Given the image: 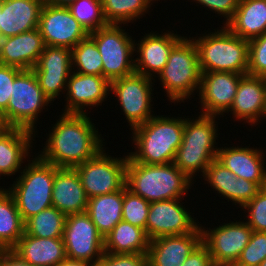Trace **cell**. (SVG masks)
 Instances as JSON below:
<instances>
[{"instance_id": "6da1fadb", "label": "cell", "mask_w": 266, "mask_h": 266, "mask_svg": "<svg viewBox=\"0 0 266 266\" xmlns=\"http://www.w3.org/2000/svg\"><path fill=\"white\" fill-rule=\"evenodd\" d=\"M90 116L76 113L59 115L49 127L42 150L36 154L58 168H74L96 156L106 145L92 121L95 119Z\"/></svg>"}, {"instance_id": "7a4b0ae2", "label": "cell", "mask_w": 266, "mask_h": 266, "mask_svg": "<svg viewBox=\"0 0 266 266\" xmlns=\"http://www.w3.org/2000/svg\"><path fill=\"white\" fill-rule=\"evenodd\" d=\"M130 131L135 149L127 153L128 161L147 165L173 163L182 143L184 117L156 114Z\"/></svg>"}, {"instance_id": "3957f363", "label": "cell", "mask_w": 266, "mask_h": 266, "mask_svg": "<svg viewBox=\"0 0 266 266\" xmlns=\"http://www.w3.org/2000/svg\"><path fill=\"white\" fill-rule=\"evenodd\" d=\"M185 117L184 115L182 143L177 149L173 163L194 182L196 176L200 178L204 175L209 164L217 157L219 143L216 141L220 137L218 123L221 122H218L220 117L211 115Z\"/></svg>"}, {"instance_id": "277c9868", "label": "cell", "mask_w": 266, "mask_h": 266, "mask_svg": "<svg viewBox=\"0 0 266 266\" xmlns=\"http://www.w3.org/2000/svg\"><path fill=\"white\" fill-rule=\"evenodd\" d=\"M194 183L174 163L158 165L141 164L136 161L127 163V188L149 203L184 199L192 190Z\"/></svg>"}, {"instance_id": "5b68a950", "label": "cell", "mask_w": 266, "mask_h": 266, "mask_svg": "<svg viewBox=\"0 0 266 266\" xmlns=\"http://www.w3.org/2000/svg\"><path fill=\"white\" fill-rule=\"evenodd\" d=\"M208 30L191 37L197 48L201 72L247 74L248 41L234 35L223 25L214 31Z\"/></svg>"}, {"instance_id": "8992f818", "label": "cell", "mask_w": 266, "mask_h": 266, "mask_svg": "<svg viewBox=\"0 0 266 266\" xmlns=\"http://www.w3.org/2000/svg\"><path fill=\"white\" fill-rule=\"evenodd\" d=\"M186 35L172 48L166 65L156 78L167 101L174 105L185 104L193 95L195 97L202 75L196 45L191 36Z\"/></svg>"}, {"instance_id": "52a82bcc", "label": "cell", "mask_w": 266, "mask_h": 266, "mask_svg": "<svg viewBox=\"0 0 266 266\" xmlns=\"http://www.w3.org/2000/svg\"><path fill=\"white\" fill-rule=\"evenodd\" d=\"M20 175L6 189L13 196L21 219H27L52 205L55 172L59 169L43 161L36 152ZM11 186V187H10Z\"/></svg>"}, {"instance_id": "ba28073f", "label": "cell", "mask_w": 266, "mask_h": 266, "mask_svg": "<svg viewBox=\"0 0 266 266\" xmlns=\"http://www.w3.org/2000/svg\"><path fill=\"white\" fill-rule=\"evenodd\" d=\"M5 116V128H21L37 133V123L43 110L48 111V106L54 105L44 95L32 69L22 70L14 79L13 91ZM50 104V105H49ZM47 107V108H46Z\"/></svg>"}, {"instance_id": "9c48e42d", "label": "cell", "mask_w": 266, "mask_h": 266, "mask_svg": "<svg viewBox=\"0 0 266 266\" xmlns=\"http://www.w3.org/2000/svg\"><path fill=\"white\" fill-rule=\"evenodd\" d=\"M124 26L108 24L89 34L101 54L103 77L109 82L135 73V39Z\"/></svg>"}, {"instance_id": "30bf717a", "label": "cell", "mask_w": 266, "mask_h": 266, "mask_svg": "<svg viewBox=\"0 0 266 266\" xmlns=\"http://www.w3.org/2000/svg\"><path fill=\"white\" fill-rule=\"evenodd\" d=\"M155 80L133 73L110 82V97L111 95L113 99L116 97L117 103L121 106L120 115L125 116L123 119L129 123L130 130L146 123L155 115L153 111Z\"/></svg>"}, {"instance_id": "8fae6325", "label": "cell", "mask_w": 266, "mask_h": 266, "mask_svg": "<svg viewBox=\"0 0 266 266\" xmlns=\"http://www.w3.org/2000/svg\"><path fill=\"white\" fill-rule=\"evenodd\" d=\"M103 148L96 156L74 167L87 198L121 190L126 185L128 154L114 157Z\"/></svg>"}, {"instance_id": "7c38bea8", "label": "cell", "mask_w": 266, "mask_h": 266, "mask_svg": "<svg viewBox=\"0 0 266 266\" xmlns=\"http://www.w3.org/2000/svg\"><path fill=\"white\" fill-rule=\"evenodd\" d=\"M229 221L211 228L200 224L202 243L208 248L215 266H233L247 246L253 230L242 220ZM227 221V223H226Z\"/></svg>"}, {"instance_id": "4fadbf2b", "label": "cell", "mask_w": 266, "mask_h": 266, "mask_svg": "<svg viewBox=\"0 0 266 266\" xmlns=\"http://www.w3.org/2000/svg\"><path fill=\"white\" fill-rule=\"evenodd\" d=\"M63 242L67 259L98 264L104 255V238L89 215H66Z\"/></svg>"}, {"instance_id": "5bb4252c", "label": "cell", "mask_w": 266, "mask_h": 266, "mask_svg": "<svg viewBox=\"0 0 266 266\" xmlns=\"http://www.w3.org/2000/svg\"><path fill=\"white\" fill-rule=\"evenodd\" d=\"M182 200L184 199L150 203L146 221V234L150 241L162 236L188 234L200 225L198 218L192 216L195 213Z\"/></svg>"}, {"instance_id": "9a60e30c", "label": "cell", "mask_w": 266, "mask_h": 266, "mask_svg": "<svg viewBox=\"0 0 266 266\" xmlns=\"http://www.w3.org/2000/svg\"><path fill=\"white\" fill-rule=\"evenodd\" d=\"M32 70L44 95L51 103L60 99L62 94L64 99L67 80L72 73V50L66 47L45 45Z\"/></svg>"}, {"instance_id": "2e32d148", "label": "cell", "mask_w": 266, "mask_h": 266, "mask_svg": "<svg viewBox=\"0 0 266 266\" xmlns=\"http://www.w3.org/2000/svg\"><path fill=\"white\" fill-rule=\"evenodd\" d=\"M165 31V32H163ZM160 33L152 31L143 34V38L134 40L135 73L157 78L166 65L172 48L184 37L171 29ZM154 76V77H153Z\"/></svg>"}, {"instance_id": "e0dca14e", "label": "cell", "mask_w": 266, "mask_h": 266, "mask_svg": "<svg viewBox=\"0 0 266 266\" xmlns=\"http://www.w3.org/2000/svg\"><path fill=\"white\" fill-rule=\"evenodd\" d=\"M230 72H202L197 94L200 114L224 117L230 110L240 77Z\"/></svg>"}, {"instance_id": "ac0fdd59", "label": "cell", "mask_w": 266, "mask_h": 266, "mask_svg": "<svg viewBox=\"0 0 266 266\" xmlns=\"http://www.w3.org/2000/svg\"><path fill=\"white\" fill-rule=\"evenodd\" d=\"M108 96L110 82L105 77L72 71L64 94L66 104L60 113L91 114V110L102 106Z\"/></svg>"}, {"instance_id": "d6986e66", "label": "cell", "mask_w": 266, "mask_h": 266, "mask_svg": "<svg viewBox=\"0 0 266 266\" xmlns=\"http://www.w3.org/2000/svg\"><path fill=\"white\" fill-rule=\"evenodd\" d=\"M38 29L44 45L72 49L89 34L67 7L43 5Z\"/></svg>"}, {"instance_id": "ffe728a7", "label": "cell", "mask_w": 266, "mask_h": 266, "mask_svg": "<svg viewBox=\"0 0 266 266\" xmlns=\"http://www.w3.org/2000/svg\"><path fill=\"white\" fill-rule=\"evenodd\" d=\"M235 119L233 122L256 127L266 118V78L250 74L240 77L236 95L227 114Z\"/></svg>"}, {"instance_id": "44dd1931", "label": "cell", "mask_w": 266, "mask_h": 266, "mask_svg": "<svg viewBox=\"0 0 266 266\" xmlns=\"http://www.w3.org/2000/svg\"><path fill=\"white\" fill-rule=\"evenodd\" d=\"M221 146L216 159L229 169L236 177L256 183L260 188L266 187V155L264 149L249 146Z\"/></svg>"}, {"instance_id": "7402d4cb", "label": "cell", "mask_w": 266, "mask_h": 266, "mask_svg": "<svg viewBox=\"0 0 266 266\" xmlns=\"http://www.w3.org/2000/svg\"><path fill=\"white\" fill-rule=\"evenodd\" d=\"M35 137L33 132L25 129L0 128V180L21 173L23 164L34 155L32 151L35 149Z\"/></svg>"}, {"instance_id": "603a6c76", "label": "cell", "mask_w": 266, "mask_h": 266, "mask_svg": "<svg viewBox=\"0 0 266 266\" xmlns=\"http://www.w3.org/2000/svg\"><path fill=\"white\" fill-rule=\"evenodd\" d=\"M201 243L200 225L188 234L162 236L151 240L147 252L148 266H182Z\"/></svg>"}, {"instance_id": "cb8c5ba5", "label": "cell", "mask_w": 266, "mask_h": 266, "mask_svg": "<svg viewBox=\"0 0 266 266\" xmlns=\"http://www.w3.org/2000/svg\"><path fill=\"white\" fill-rule=\"evenodd\" d=\"M38 28L0 40V64L30 70L38 62L44 49Z\"/></svg>"}, {"instance_id": "d4e9b609", "label": "cell", "mask_w": 266, "mask_h": 266, "mask_svg": "<svg viewBox=\"0 0 266 266\" xmlns=\"http://www.w3.org/2000/svg\"><path fill=\"white\" fill-rule=\"evenodd\" d=\"M43 0H7L0 4V38L38 28Z\"/></svg>"}, {"instance_id": "484cf974", "label": "cell", "mask_w": 266, "mask_h": 266, "mask_svg": "<svg viewBox=\"0 0 266 266\" xmlns=\"http://www.w3.org/2000/svg\"><path fill=\"white\" fill-rule=\"evenodd\" d=\"M88 198L74 168H59L55 172L52 205L65 215L84 213Z\"/></svg>"}, {"instance_id": "4316f807", "label": "cell", "mask_w": 266, "mask_h": 266, "mask_svg": "<svg viewBox=\"0 0 266 266\" xmlns=\"http://www.w3.org/2000/svg\"><path fill=\"white\" fill-rule=\"evenodd\" d=\"M11 250L33 266H57L67 259L63 238H38L24 233Z\"/></svg>"}, {"instance_id": "83f0119b", "label": "cell", "mask_w": 266, "mask_h": 266, "mask_svg": "<svg viewBox=\"0 0 266 266\" xmlns=\"http://www.w3.org/2000/svg\"><path fill=\"white\" fill-rule=\"evenodd\" d=\"M234 35L250 41L266 32V0H240L225 25Z\"/></svg>"}, {"instance_id": "f1b7e54d", "label": "cell", "mask_w": 266, "mask_h": 266, "mask_svg": "<svg viewBox=\"0 0 266 266\" xmlns=\"http://www.w3.org/2000/svg\"><path fill=\"white\" fill-rule=\"evenodd\" d=\"M123 198L124 187L114 193L88 199L86 213L104 239L122 221Z\"/></svg>"}, {"instance_id": "f546056e", "label": "cell", "mask_w": 266, "mask_h": 266, "mask_svg": "<svg viewBox=\"0 0 266 266\" xmlns=\"http://www.w3.org/2000/svg\"><path fill=\"white\" fill-rule=\"evenodd\" d=\"M150 244L146 231L120 221L104 239V252L111 254H147Z\"/></svg>"}, {"instance_id": "4dcf8cb0", "label": "cell", "mask_w": 266, "mask_h": 266, "mask_svg": "<svg viewBox=\"0 0 266 266\" xmlns=\"http://www.w3.org/2000/svg\"><path fill=\"white\" fill-rule=\"evenodd\" d=\"M23 234L24 222L13 196L5 187L0 190V240L11 250Z\"/></svg>"}, {"instance_id": "1f68e13d", "label": "cell", "mask_w": 266, "mask_h": 266, "mask_svg": "<svg viewBox=\"0 0 266 266\" xmlns=\"http://www.w3.org/2000/svg\"><path fill=\"white\" fill-rule=\"evenodd\" d=\"M108 24H133L151 10V0H101Z\"/></svg>"}, {"instance_id": "d6a6232c", "label": "cell", "mask_w": 266, "mask_h": 266, "mask_svg": "<svg viewBox=\"0 0 266 266\" xmlns=\"http://www.w3.org/2000/svg\"><path fill=\"white\" fill-rule=\"evenodd\" d=\"M66 215L54 206L24 222V233L38 238H62Z\"/></svg>"}, {"instance_id": "836d02e7", "label": "cell", "mask_w": 266, "mask_h": 266, "mask_svg": "<svg viewBox=\"0 0 266 266\" xmlns=\"http://www.w3.org/2000/svg\"><path fill=\"white\" fill-rule=\"evenodd\" d=\"M204 181L202 184H208L212 191L218 194L220 199H225L230 201L236 206V187L237 180L236 177L229 169L222 165L217 159L213 160L207 169L205 170L204 175L201 177ZM206 182V183H205ZM215 189V190H214ZM221 194V195H219Z\"/></svg>"}, {"instance_id": "e575fe53", "label": "cell", "mask_w": 266, "mask_h": 266, "mask_svg": "<svg viewBox=\"0 0 266 266\" xmlns=\"http://www.w3.org/2000/svg\"><path fill=\"white\" fill-rule=\"evenodd\" d=\"M71 50L72 71L85 75L103 76L101 54L95 41L89 35Z\"/></svg>"}, {"instance_id": "d590c367", "label": "cell", "mask_w": 266, "mask_h": 266, "mask_svg": "<svg viewBox=\"0 0 266 266\" xmlns=\"http://www.w3.org/2000/svg\"><path fill=\"white\" fill-rule=\"evenodd\" d=\"M67 8L88 34L108 25L101 0H77Z\"/></svg>"}, {"instance_id": "8d00e7d4", "label": "cell", "mask_w": 266, "mask_h": 266, "mask_svg": "<svg viewBox=\"0 0 266 266\" xmlns=\"http://www.w3.org/2000/svg\"><path fill=\"white\" fill-rule=\"evenodd\" d=\"M150 203L124 186L122 220L146 231Z\"/></svg>"}, {"instance_id": "74e56055", "label": "cell", "mask_w": 266, "mask_h": 266, "mask_svg": "<svg viewBox=\"0 0 266 266\" xmlns=\"http://www.w3.org/2000/svg\"><path fill=\"white\" fill-rule=\"evenodd\" d=\"M244 221L256 232H266V187L261 188L257 195L243 208Z\"/></svg>"}, {"instance_id": "f35d334b", "label": "cell", "mask_w": 266, "mask_h": 266, "mask_svg": "<svg viewBox=\"0 0 266 266\" xmlns=\"http://www.w3.org/2000/svg\"><path fill=\"white\" fill-rule=\"evenodd\" d=\"M266 258V232L253 231L247 246L233 266H259Z\"/></svg>"}, {"instance_id": "ab89813d", "label": "cell", "mask_w": 266, "mask_h": 266, "mask_svg": "<svg viewBox=\"0 0 266 266\" xmlns=\"http://www.w3.org/2000/svg\"><path fill=\"white\" fill-rule=\"evenodd\" d=\"M248 71L250 75L266 78V32L248 41Z\"/></svg>"}, {"instance_id": "60d3db41", "label": "cell", "mask_w": 266, "mask_h": 266, "mask_svg": "<svg viewBox=\"0 0 266 266\" xmlns=\"http://www.w3.org/2000/svg\"><path fill=\"white\" fill-rule=\"evenodd\" d=\"M188 1L196 3L200 9L204 7L205 10L218 14L217 17L224 18L221 22H224L222 24L225 26L236 12L240 0H187L186 2Z\"/></svg>"}, {"instance_id": "b9f144b4", "label": "cell", "mask_w": 266, "mask_h": 266, "mask_svg": "<svg viewBox=\"0 0 266 266\" xmlns=\"http://www.w3.org/2000/svg\"><path fill=\"white\" fill-rule=\"evenodd\" d=\"M21 71L17 67L0 64V110L2 112L7 109L13 91L14 79Z\"/></svg>"}, {"instance_id": "7bdbcfd3", "label": "cell", "mask_w": 266, "mask_h": 266, "mask_svg": "<svg viewBox=\"0 0 266 266\" xmlns=\"http://www.w3.org/2000/svg\"><path fill=\"white\" fill-rule=\"evenodd\" d=\"M99 266H148L147 254H111L104 252Z\"/></svg>"}, {"instance_id": "ee69618b", "label": "cell", "mask_w": 266, "mask_h": 266, "mask_svg": "<svg viewBox=\"0 0 266 266\" xmlns=\"http://www.w3.org/2000/svg\"><path fill=\"white\" fill-rule=\"evenodd\" d=\"M261 188L249 180L238 178L236 187V205L237 208H243L259 192Z\"/></svg>"}, {"instance_id": "f6af8a7d", "label": "cell", "mask_w": 266, "mask_h": 266, "mask_svg": "<svg viewBox=\"0 0 266 266\" xmlns=\"http://www.w3.org/2000/svg\"><path fill=\"white\" fill-rule=\"evenodd\" d=\"M182 266H215L208 248L201 243L182 263Z\"/></svg>"}, {"instance_id": "bcb514c9", "label": "cell", "mask_w": 266, "mask_h": 266, "mask_svg": "<svg viewBox=\"0 0 266 266\" xmlns=\"http://www.w3.org/2000/svg\"><path fill=\"white\" fill-rule=\"evenodd\" d=\"M0 266H33L28 262L22 260L12 250H9L6 254L0 257Z\"/></svg>"}, {"instance_id": "7dc6e473", "label": "cell", "mask_w": 266, "mask_h": 266, "mask_svg": "<svg viewBox=\"0 0 266 266\" xmlns=\"http://www.w3.org/2000/svg\"><path fill=\"white\" fill-rule=\"evenodd\" d=\"M96 264L86 262V261H78V260H70L66 259L61 261L57 266H95Z\"/></svg>"}, {"instance_id": "c3c4849f", "label": "cell", "mask_w": 266, "mask_h": 266, "mask_svg": "<svg viewBox=\"0 0 266 266\" xmlns=\"http://www.w3.org/2000/svg\"><path fill=\"white\" fill-rule=\"evenodd\" d=\"M45 4L51 6L68 7L70 4L77 0H43Z\"/></svg>"}, {"instance_id": "681fc988", "label": "cell", "mask_w": 266, "mask_h": 266, "mask_svg": "<svg viewBox=\"0 0 266 266\" xmlns=\"http://www.w3.org/2000/svg\"><path fill=\"white\" fill-rule=\"evenodd\" d=\"M10 249L0 240V257L6 254Z\"/></svg>"}, {"instance_id": "f907efd6", "label": "cell", "mask_w": 266, "mask_h": 266, "mask_svg": "<svg viewBox=\"0 0 266 266\" xmlns=\"http://www.w3.org/2000/svg\"><path fill=\"white\" fill-rule=\"evenodd\" d=\"M0 128H5V116L1 110H0Z\"/></svg>"}, {"instance_id": "816d5d0a", "label": "cell", "mask_w": 266, "mask_h": 266, "mask_svg": "<svg viewBox=\"0 0 266 266\" xmlns=\"http://www.w3.org/2000/svg\"><path fill=\"white\" fill-rule=\"evenodd\" d=\"M259 266H266V258L260 263Z\"/></svg>"}, {"instance_id": "f5cc1de1", "label": "cell", "mask_w": 266, "mask_h": 266, "mask_svg": "<svg viewBox=\"0 0 266 266\" xmlns=\"http://www.w3.org/2000/svg\"><path fill=\"white\" fill-rule=\"evenodd\" d=\"M160 0H151V2L154 4L155 2L158 3Z\"/></svg>"}, {"instance_id": "db71d44e", "label": "cell", "mask_w": 266, "mask_h": 266, "mask_svg": "<svg viewBox=\"0 0 266 266\" xmlns=\"http://www.w3.org/2000/svg\"><path fill=\"white\" fill-rule=\"evenodd\" d=\"M7 0H0V4L6 2Z\"/></svg>"}]
</instances>
